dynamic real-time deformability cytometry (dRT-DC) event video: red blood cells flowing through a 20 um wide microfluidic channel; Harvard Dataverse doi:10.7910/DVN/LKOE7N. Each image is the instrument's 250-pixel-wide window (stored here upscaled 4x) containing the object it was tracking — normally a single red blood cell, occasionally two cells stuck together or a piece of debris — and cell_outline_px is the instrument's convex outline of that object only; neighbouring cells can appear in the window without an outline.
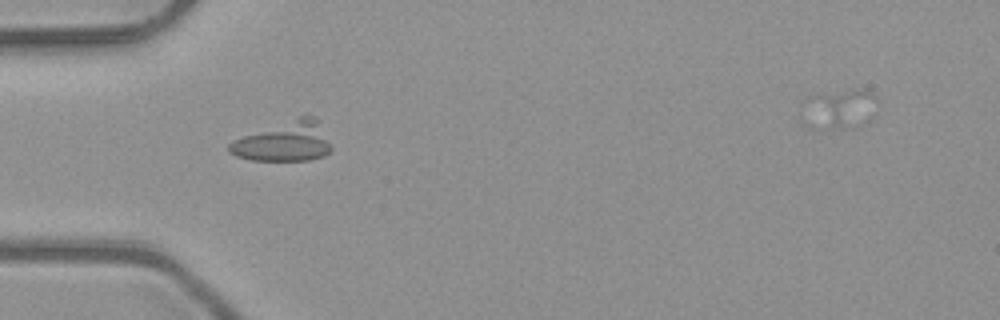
{"species": "common noctule bat (a hibernating species)", "species_latin": "Nyctalus noctula", "temperature_condition": "room temperature", "stored_images_in_passage": 7, "camera_frame_rate_fps": 3000, "um_per_image_px": 0.085, "animal": {"sex": "male", "body_mass_g": 23.1, "forearm_length_mm": 52.7}, "frame": {"image": 1, "passage_image": 4, "time_ms": 1.0, "image_size_px": [1000, 320], "cell_outline_px": [[332, 152], [324, 156], [308, 160], [252, 160], [236, 156], [228, 152], [228, 144], [232, 140], [304, 112], [308, 112], [316, 120], [332, 144]], "centroid_in_image_um": [24.17, 12.0], "position_along_channel_um": 60.8, "area_um2": 24.22}}
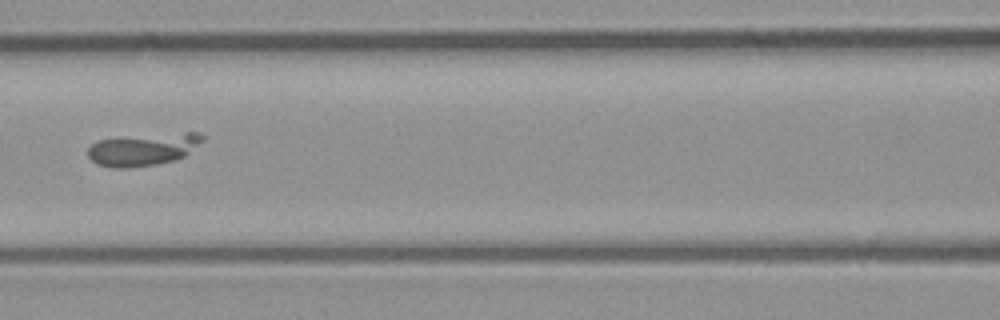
{"frame": {"image": 2, "passage_image": 6, "time_ms": 1.667, "image_size_px": [1000, 320], "cell_outline_px": [[204, 136], [184, 156], [176, 160], [156, 164], [128, 168], [112, 168], [96, 164], [88, 156], [88, 148], [92, 144], [100, 140], [188, 132], [200, 132]], "centroid_in_image_um": [12.13, 12.73], "position_along_channel_um": 154.5, "area_um2": 20.87}}
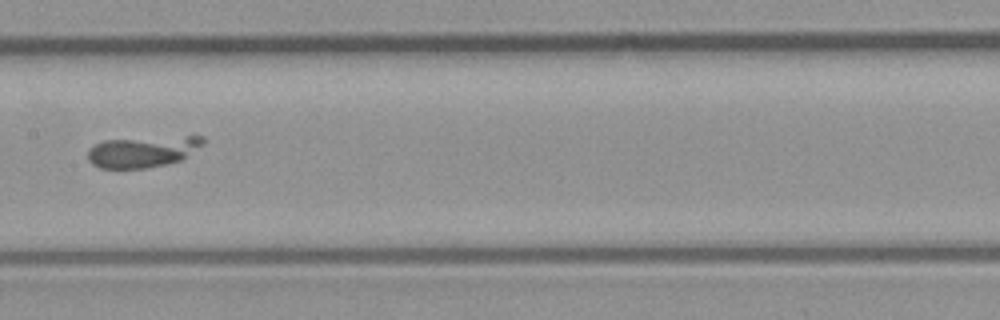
{"frame": {"image": 3, "passage_image": 7, "time_ms": 2.0, "image_size_px": [1000, 320], "cell_outline_px": [[204, 144], [180, 160], [164, 164], [144, 168], [100, 168], [92, 164], [88, 160], [88, 148], [104, 140], [188, 136], [204, 136]], "centroid_in_image_um": [12.1, 12.88], "position_along_channel_um": 195.3, "area_um2": 20.63}}